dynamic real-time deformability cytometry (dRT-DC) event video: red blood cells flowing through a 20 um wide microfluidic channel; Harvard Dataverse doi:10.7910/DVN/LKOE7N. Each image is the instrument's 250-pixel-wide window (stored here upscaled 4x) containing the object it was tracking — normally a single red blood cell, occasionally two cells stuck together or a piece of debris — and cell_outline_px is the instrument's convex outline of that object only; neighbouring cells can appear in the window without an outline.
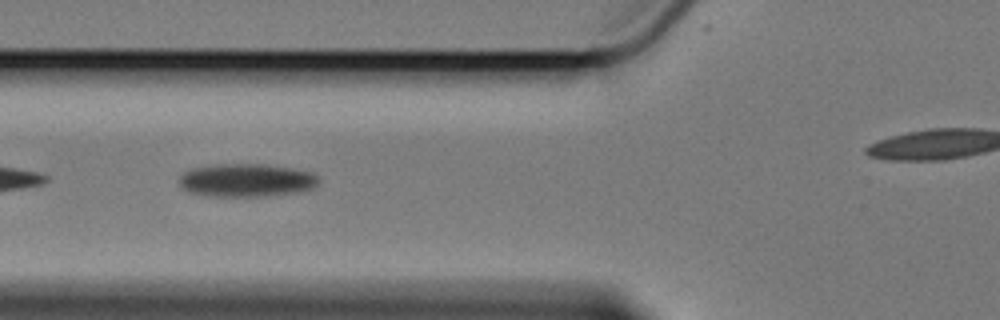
{"species": "Egyptian fruit bat (a non-hibernating species)", "species_latin": "Rousettus aegyptiacus", "temperature_condition": "cold", "stored_images_in_passage": 16, "camera_frame_rate_fps": 3000, "um_per_image_px": 0.085, "animal": {"sex": "female"}, "frame": {"image": 1, "passage_image": 5, "time_ms": 1.333, "image_size_px": [1000, 320], "cell_outline_px": [[320, 180], [312, 188], [300, 192], [264, 196], [208, 196], [188, 192], [180, 188], [180, 176], [184, 172], [192, 168], [220, 164], [264, 164], [292, 168], [312, 172]], "centroid_in_image_um": [20.93, 15.32], "position_along_channel_um": 104.9, "area_um2": 26.99}}
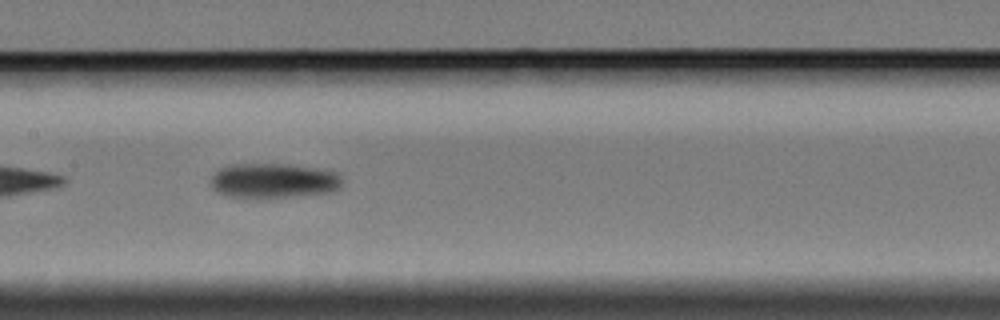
{"frame": {"image": 2, "passage_image": 12, "time_ms": 3.667, "image_size_px": [1000, 320], "cell_outline_px": [[344, 180], [340, 188], [332, 192], [256, 200], [228, 196], [216, 192], [212, 188], [212, 176], [220, 168], [228, 164], [288, 164], [316, 168], [336, 172]], "centroid_in_image_um": [23.24, 15.38], "position_along_channel_um": 184.2, "area_um2": 27.34}}